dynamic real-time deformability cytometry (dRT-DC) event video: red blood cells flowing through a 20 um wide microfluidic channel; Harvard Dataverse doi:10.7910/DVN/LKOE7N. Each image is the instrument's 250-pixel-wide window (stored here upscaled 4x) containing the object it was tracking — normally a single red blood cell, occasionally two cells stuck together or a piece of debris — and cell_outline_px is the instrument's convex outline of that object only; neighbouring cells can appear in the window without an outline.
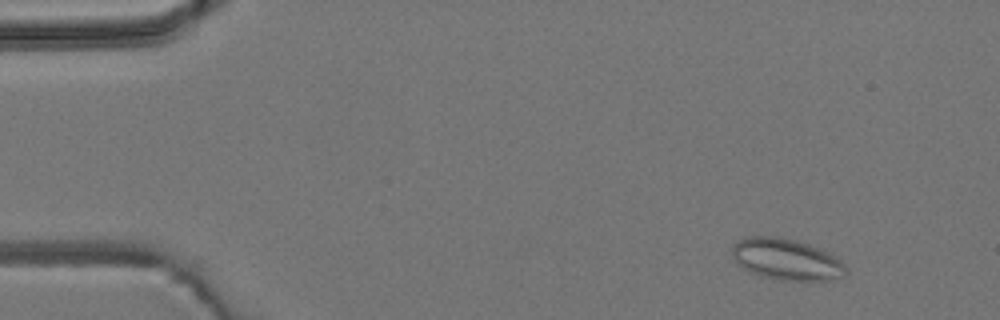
{"species": "common noctule bat (a hibernating species)", "species_latin": "Nyctalus noctula", "temperature_condition": "room temperature", "stored_images_in_passage": 5, "camera_frame_rate_fps": 3000, "um_per_image_px": 0.085, "animal": {"sex": "male", "body_mass_g": 19.2, "forearm_length_mm": 51.8}, "frame": {"image": 1, "passage_image": 2, "time_ms": 1.333, "image_size_px": [1000, 320], "cell_outline_px": [[848, 272], [844, 276], [832, 280], [780, 280], [764, 276], [752, 272], [736, 264], [732, 256], [732, 244], [744, 236], [780, 236], [796, 240], [820, 248], [828, 252], [840, 260], [848, 268]], "centroid_in_image_um": [66.84, 22.03], "position_along_channel_um": 18.2, "area_um2": 27.69}}